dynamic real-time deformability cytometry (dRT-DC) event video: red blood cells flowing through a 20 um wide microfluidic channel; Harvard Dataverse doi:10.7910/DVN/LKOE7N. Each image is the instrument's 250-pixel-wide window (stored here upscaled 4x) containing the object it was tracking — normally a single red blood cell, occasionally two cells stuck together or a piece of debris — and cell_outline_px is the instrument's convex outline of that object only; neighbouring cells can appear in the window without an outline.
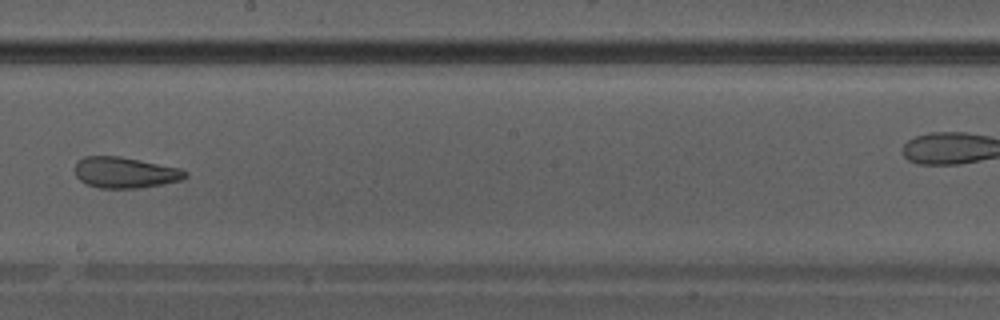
{"species": "Egyptian fruit bat (a non-hibernating species)", "species_latin": "Rousettus aegyptiacus", "temperature_condition": "warm", "stored_images_in_passage": 39, "camera_frame_rate_fps": 3000, "um_per_image_px": 0.085, "animal": {"sex": "male"}, "frame": {"image": 1, "passage_image": 23, "time_ms": 7.333, "image_size_px": [1000, 320], "cell_outline_px": [[188, 176], [180, 180], [164, 184], [140, 188], [100, 188], [88, 184], [80, 180], [76, 176], [72, 168], [76, 160], [84, 156], [120, 156], [180, 168], [188, 172]], "centroid_in_image_um": [10.59, 14.66], "position_along_channel_um": 237.6, "area_um2": 20.17}}